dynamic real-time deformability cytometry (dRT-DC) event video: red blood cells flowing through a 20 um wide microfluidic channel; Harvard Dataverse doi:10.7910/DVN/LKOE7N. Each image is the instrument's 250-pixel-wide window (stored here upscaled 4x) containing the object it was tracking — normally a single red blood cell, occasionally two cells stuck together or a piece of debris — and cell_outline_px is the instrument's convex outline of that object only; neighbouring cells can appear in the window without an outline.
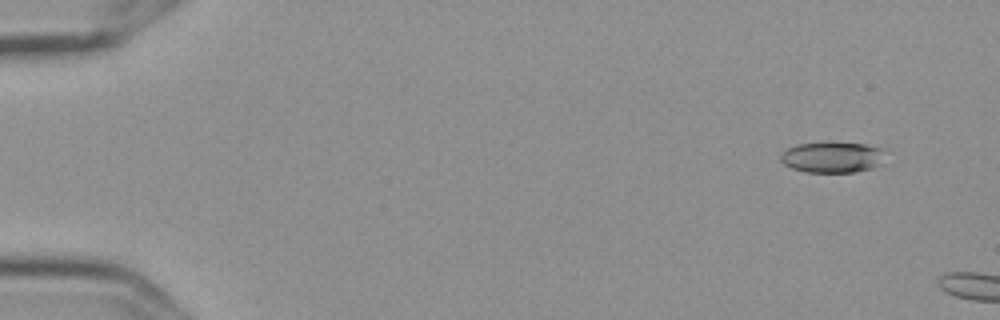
{"species": "Egyptian fruit bat (a non-hibernating species)", "species_latin": "Rousettus aegyptiacus", "temperature_condition": "cold", "stored_images_in_passage": 2, "camera_frame_rate_fps": 3000, "um_per_image_px": 0.085, "frame": {"image": 1, "passage_image": 1, "time_ms": 0.0, "image_size_px": [1000, 320], "cell_outline_px": [[888, 148], [880, 164], [872, 168], [856, 172], [804, 172], [792, 168], [784, 164], [780, 160], [780, 156], [788, 148], [796, 144], [864, 144]], "centroid_in_image_um": [70.8, 13.38], "position_along_channel_um": 14.2, "area_um2": 18.61}}